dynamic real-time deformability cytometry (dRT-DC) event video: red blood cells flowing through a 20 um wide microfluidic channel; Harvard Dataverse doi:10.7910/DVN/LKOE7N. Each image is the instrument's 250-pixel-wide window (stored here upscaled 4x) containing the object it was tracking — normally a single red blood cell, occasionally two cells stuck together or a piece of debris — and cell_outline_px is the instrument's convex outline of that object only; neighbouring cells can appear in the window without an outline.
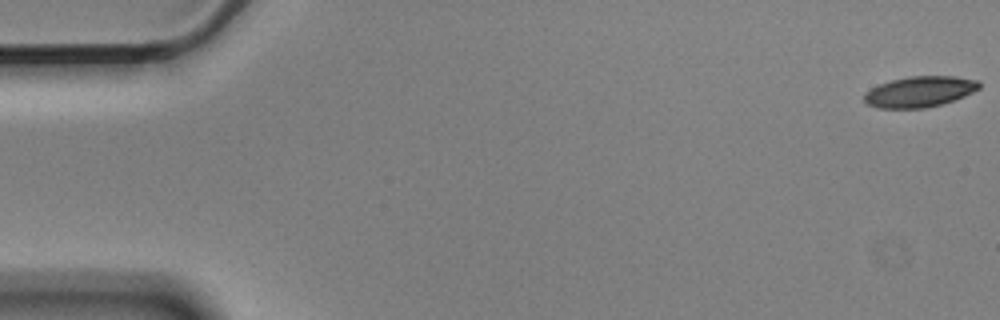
{"species": "Egyptian fruit bat (a non-hibernating species)", "species_latin": "Rousettus aegyptiacus", "temperature_condition": "cold", "stored_images_in_passage": 5, "camera_frame_rate_fps": 3000, "um_per_image_px": 0.085, "animal": {"sex": "male"}, "frame": {"image": 1, "passage_image": 1, "time_ms": 0.0, "image_size_px": [1000, 320], "cell_outline_px": [[980, 88], [964, 96], [928, 108], [876, 108], [868, 104], [864, 100], [864, 96], [872, 88], [880, 84], [892, 80], [908, 76], [952, 76], [976, 80], [980, 84]], "centroid_in_image_um": [78.17, 7.79], "position_along_channel_um": 6.8, "area_um2": 20.35}}
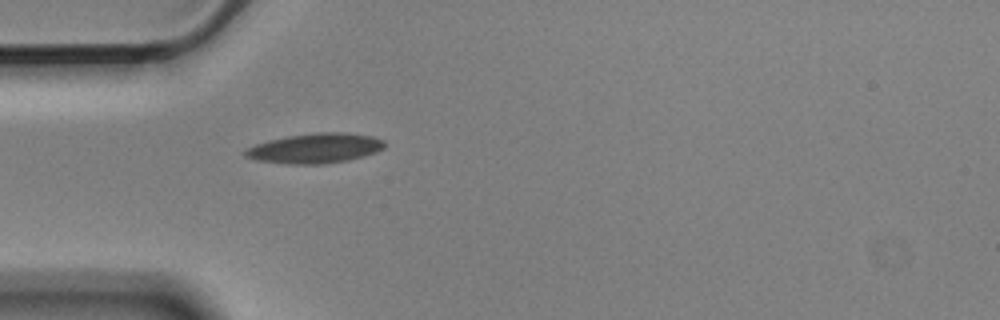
{"frame": {"image": 2, "passage_image": 5, "time_ms": 1.333, "image_size_px": [1000, 320], "cell_outline_px": [[384, 148], [376, 152], [364, 156], [348, 160], [324, 164], [288, 164], [256, 160], [244, 156], [244, 152], [248, 148], [256, 144], [288, 136], [316, 132], [344, 132], [372, 136], [384, 140]], "centroid_in_image_um": [26.82, 12.6], "position_along_channel_um": 58.2, "area_um2": 24.16}}